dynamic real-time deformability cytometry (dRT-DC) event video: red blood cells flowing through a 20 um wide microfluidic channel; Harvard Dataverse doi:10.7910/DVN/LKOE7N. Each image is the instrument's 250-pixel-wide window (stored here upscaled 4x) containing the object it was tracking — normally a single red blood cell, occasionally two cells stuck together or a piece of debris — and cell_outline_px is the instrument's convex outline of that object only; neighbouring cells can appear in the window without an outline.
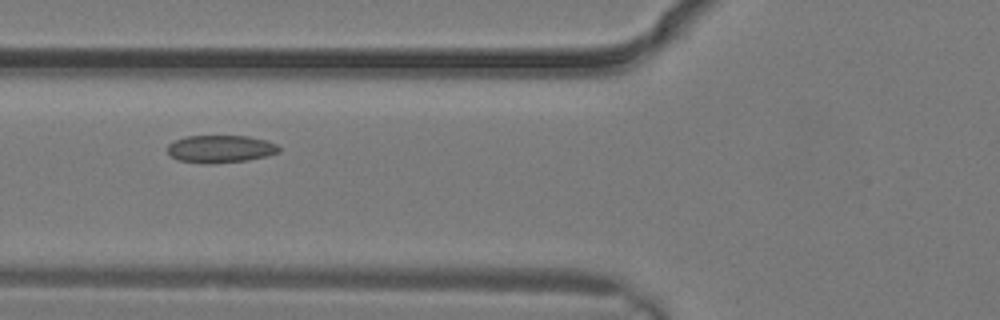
{"species": "common noctule bat (a hibernating species)", "species_latin": "Nyctalus noctula", "temperature_condition": "warm", "stored_images_in_passage": 2, "camera_frame_rate_fps": 3000, "um_per_image_px": 0.085, "animal": {"sex": "male", "body_mass_g": 19.2, "forearm_length_mm": 51.8}, "frame": {"image": 1, "passage_image": 2, "time_ms": 0.333, "image_size_px": [1000, 320], "cell_outline_px": [[280, 152], [268, 156], [248, 160], [212, 164], [204, 164], [180, 160], [172, 156], [168, 152], [168, 144], [184, 136], [248, 136], [264, 140], [276, 144], [280, 148]], "centroid_in_image_um": [18.76, 12.66], "position_along_channel_um": 107.0, "area_um2": 17.92}}